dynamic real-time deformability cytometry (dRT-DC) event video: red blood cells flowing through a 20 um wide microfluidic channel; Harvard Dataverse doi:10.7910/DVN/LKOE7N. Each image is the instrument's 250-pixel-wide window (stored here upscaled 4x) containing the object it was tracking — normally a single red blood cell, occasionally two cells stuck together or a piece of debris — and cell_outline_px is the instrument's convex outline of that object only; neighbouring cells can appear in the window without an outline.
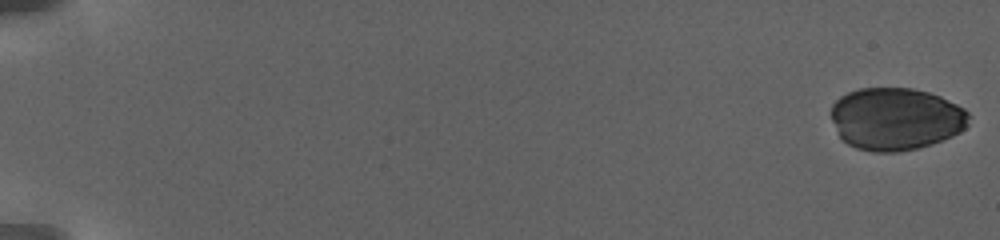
{"species": "human", "species_latin": "Homo sapiens", "temperature_condition": "warm", "stored_images_in_passage": 59, "camera_frame_rate_fps": 3000, "um_per_image_px": 0.085, "donor": {"sex": "female"}, "frame": {"image": 1, "passage_image": 1, "time_ms": 0.0, "image_size_px": [1000, 240], "cell_outline_px": [[968, 124], [960, 132], [952, 136], [932, 144], [916, 148], [896, 152], [872, 152], [856, 148], [848, 144], [840, 136], [832, 120], [832, 104], [840, 96], [848, 92], [860, 88], [912, 88], [928, 92], [940, 96], [964, 108], [968, 112]], "centroid_in_image_um": [76.14, 10.1], "position_along_channel_um": 8.9, "area_um2": 50.05}}
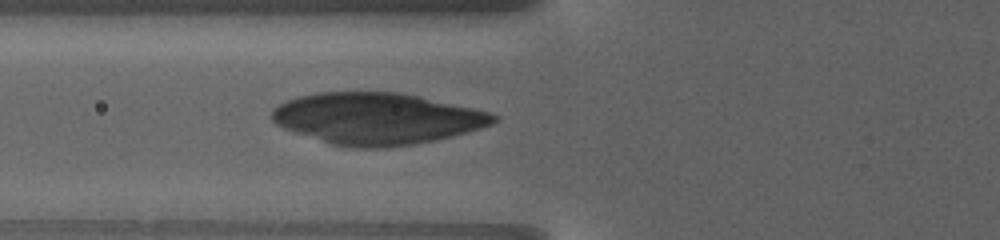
{"frame": {"image": 2, "passage_image": 26, "time_ms": 10.0, "image_size_px": [1000, 240], "cell_outline_px": [[500, 120], [492, 124], [480, 128], [452, 136], [412, 144], [384, 148], [356, 148], [332, 144], [284, 128], [276, 124], [272, 120], [272, 108], [288, 100], [300, 96], [320, 92], [396, 92], [416, 96], [472, 108], [488, 112], [500, 116]], "centroid_in_image_um": [32.03, 10.08], "position_along_channel_um": 93.8, "area_um2": 65.83}}
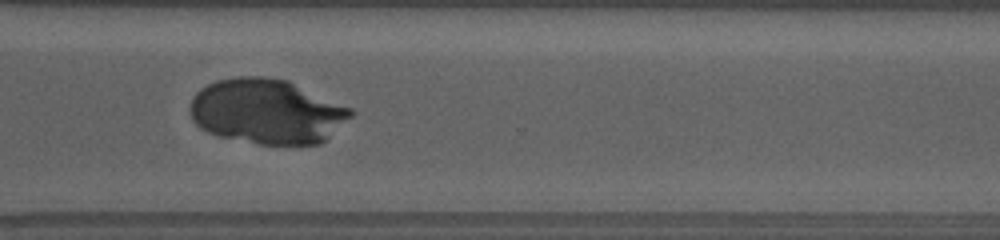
{"frame": {"image": 3, "passage_image": 50, "time_ms": 19.0, "image_size_px": [1000, 240], "cell_outline_px": [[352, 116], [320, 144], [260, 144], [220, 136], [208, 132], [200, 128], [192, 120], [188, 108], [192, 96], [200, 88], [216, 80], [236, 76], [264, 76], [288, 80], [352, 108]], "centroid_in_image_um": [22.65, 9.45], "position_along_channel_um": 348.0, "area_um2": 60.92}}